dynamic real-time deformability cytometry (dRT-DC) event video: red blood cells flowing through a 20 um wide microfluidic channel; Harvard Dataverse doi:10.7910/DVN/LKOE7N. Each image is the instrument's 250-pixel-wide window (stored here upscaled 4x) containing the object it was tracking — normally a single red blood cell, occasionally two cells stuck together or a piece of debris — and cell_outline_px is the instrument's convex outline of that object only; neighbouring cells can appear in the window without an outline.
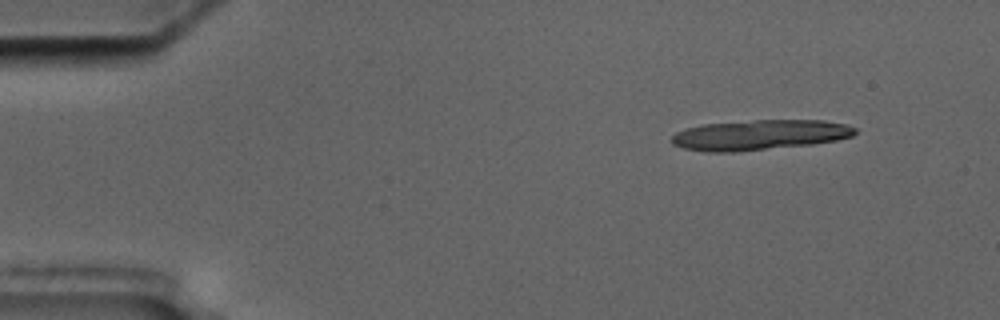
{"species": "common noctule bat (a hibernating species)", "species_latin": "Nyctalus noctula", "temperature_condition": "cold", "stored_images_in_passage": 6, "camera_frame_rate_fps": 3000, "um_per_image_px": 0.085, "animal": {"sex": "male", "body_mass_g": 17.5, "forearm_length_mm": 52.3}, "frame": {"image": 1, "passage_image": 1, "time_ms": 0.0, "image_size_px": [1000, 320], "cell_outline_px": [[856, 132], [852, 136], [836, 140], [812, 144], [736, 152], [704, 152], [684, 148], [672, 144], [672, 136], [676, 132], [684, 128], [704, 124], [752, 120], [824, 120], [848, 124], [856, 128]], "centroid_in_image_um": [64.56, 11.46], "position_along_channel_um": 20.4, "area_um2": 32.43}}